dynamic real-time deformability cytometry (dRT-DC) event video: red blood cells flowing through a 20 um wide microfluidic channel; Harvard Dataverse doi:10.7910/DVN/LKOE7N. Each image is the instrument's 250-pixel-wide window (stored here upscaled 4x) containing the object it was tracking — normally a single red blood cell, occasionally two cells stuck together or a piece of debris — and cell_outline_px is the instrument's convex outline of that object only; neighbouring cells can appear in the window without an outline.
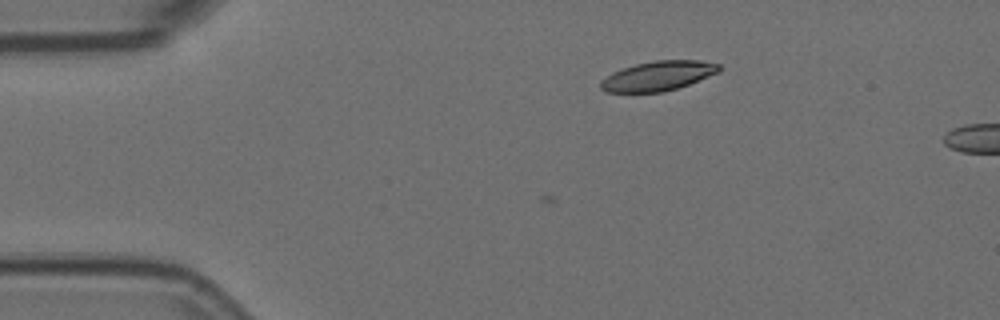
{"species": "Egyptian fruit bat (a non-hibernating species)", "species_latin": "Rousettus aegyptiacus", "temperature_condition": "room temperature", "stored_images_in_passage": 10, "camera_frame_rate_fps": 3000, "um_per_image_px": 0.085, "animal": {"sex": "female"}, "frame": {"image": 1, "passage_image": 10, "time_ms": 3.0, "image_size_px": [1000, 320], "cell_outline_px": [[720, 72], [688, 84], [664, 92], [604, 92], [600, 88], [600, 80], [612, 72], [636, 64], [652, 60], [700, 60], [720, 64]], "centroid_in_image_um": [55.92, 6.45], "position_along_channel_um": 29.1, "area_um2": 20.46}}